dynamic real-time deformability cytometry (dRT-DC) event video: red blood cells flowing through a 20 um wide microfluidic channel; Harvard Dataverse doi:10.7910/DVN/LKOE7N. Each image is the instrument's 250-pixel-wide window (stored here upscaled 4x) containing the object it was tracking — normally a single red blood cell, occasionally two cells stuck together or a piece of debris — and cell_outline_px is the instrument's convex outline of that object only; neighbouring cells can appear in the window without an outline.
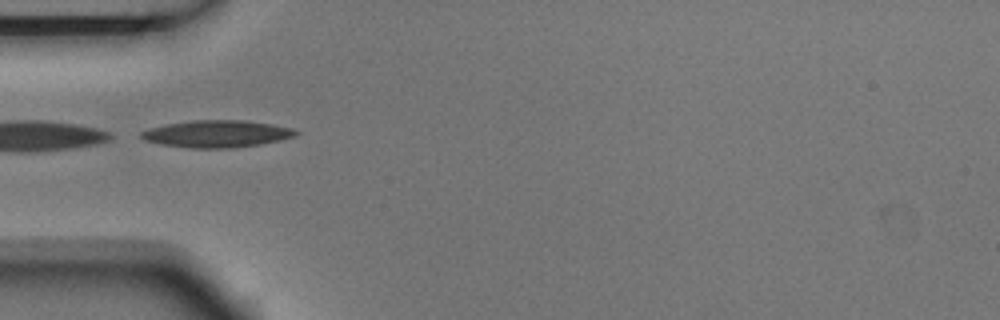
{"species": "Egyptian fruit bat (a non-hibernating species)", "species_latin": "Rousettus aegyptiacus", "temperature_condition": "room temperature", "stored_images_in_passage": 3, "camera_frame_rate_fps": 3000, "um_per_image_px": 0.085, "animal": {"sex": "male"}, "frame": {"image": 1, "passage_image": 1, "time_ms": 0.0, "image_size_px": [1000, 320], "cell_outline_px": [[300, 132], [296, 136], [280, 140], [260, 144], [232, 148], [188, 148], [160, 144], [144, 140], [140, 136], [140, 132], [152, 128], [168, 124], [192, 120], [244, 120], [272, 124], [292, 128]], "centroid_in_image_um": [18.45, 11.38], "position_along_channel_um": 66.5, "area_um2": 24.39}}
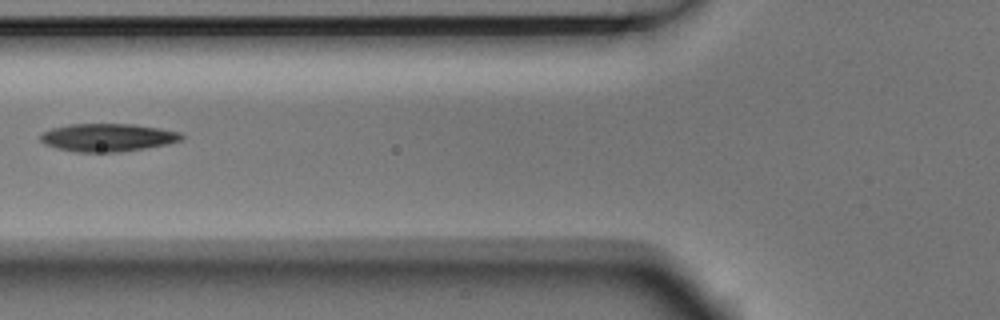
{"frame": {"image": 2, "passage_image": 2, "time_ms": 0.333, "image_size_px": [1000, 320], "cell_outline_px": [[184, 136], [180, 140], [168, 144], [120, 152], [76, 152], [56, 148], [44, 144], [40, 140], [40, 136], [44, 132], [52, 128], [68, 124], [136, 124], [160, 128], [180, 132]], "centroid_in_image_um": [9.15, 11.68], "position_along_channel_um": 116.7, "area_um2": 23.0}}
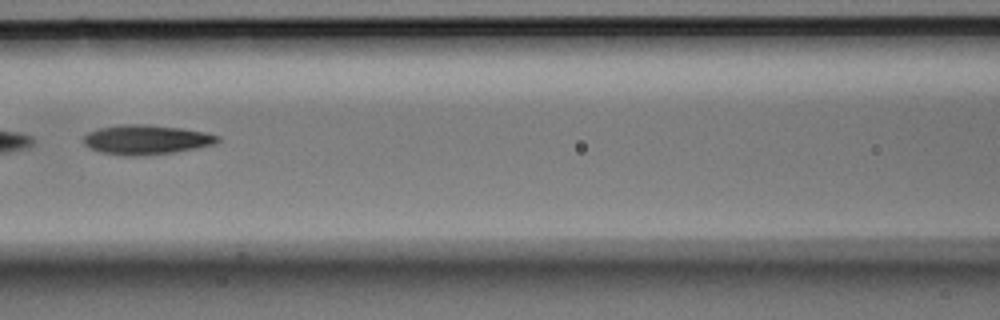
{"frame": {"image": 3, "passage_image": 3, "time_ms": 0.667, "image_size_px": [1000, 320], "cell_outline_px": [[220, 140], [216, 144], [196, 148], [172, 152], [144, 156], [128, 156], [100, 152], [88, 148], [84, 144], [84, 136], [88, 132], [100, 128], [120, 124], [144, 124], [180, 128], [204, 132], [220, 136]], "centroid_in_image_um": [12.42, 11.88], "position_along_channel_um": 154.2, "area_um2": 23.12}}